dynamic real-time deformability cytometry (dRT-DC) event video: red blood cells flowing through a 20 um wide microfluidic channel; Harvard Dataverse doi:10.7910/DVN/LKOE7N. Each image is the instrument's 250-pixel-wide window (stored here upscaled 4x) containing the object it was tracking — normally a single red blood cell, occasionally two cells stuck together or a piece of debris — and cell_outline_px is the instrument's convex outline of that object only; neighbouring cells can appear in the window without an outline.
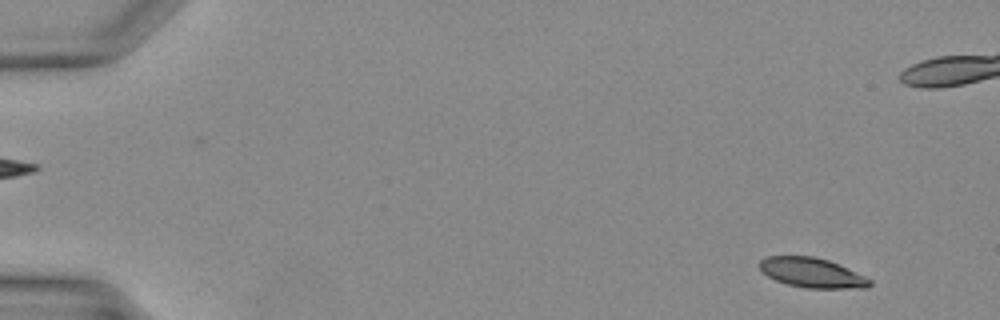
{"species": "Egyptian fruit bat (a non-hibernating species)", "species_latin": "Rousettus aegyptiacus", "temperature_condition": "warm", "stored_images_in_passage": 11, "camera_frame_rate_fps": 3000, "um_per_image_px": 0.085, "animal": {"sex": "female"}, "frame": {"image": 1, "passage_image": 1, "time_ms": 0.0, "image_size_px": [1000, 320], "cell_outline_px": [[872, 284], [868, 288], [808, 288], [788, 284], [776, 280], [760, 272], [756, 264], [760, 260], [768, 256], [816, 256], [840, 264], [872, 280]], "centroid_in_image_um": [68.99, 23.17], "position_along_channel_um": 16.0, "area_um2": 19.31}}